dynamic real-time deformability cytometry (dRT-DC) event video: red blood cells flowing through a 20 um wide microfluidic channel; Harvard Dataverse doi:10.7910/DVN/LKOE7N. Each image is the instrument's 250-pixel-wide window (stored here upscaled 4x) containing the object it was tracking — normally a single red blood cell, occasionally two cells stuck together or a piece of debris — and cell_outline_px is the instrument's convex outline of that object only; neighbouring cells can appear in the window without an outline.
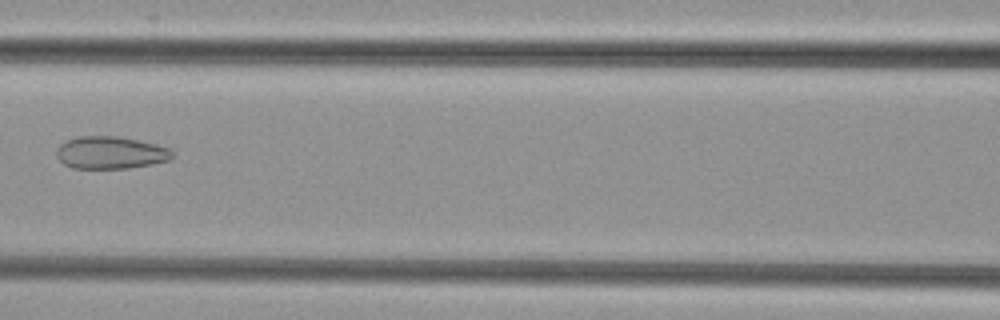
{"species": "common noctule bat (a hibernating species)", "species_latin": "Nyctalus noctula", "temperature_condition": "cold", "stored_images_in_passage": 6, "camera_frame_rate_fps": 3000, "um_per_image_px": 0.085, "animal": {"sex": "female", "body_mass_g": 29.2, "forearm_length_mm": 56.3}, "frame": {"image": 1, "passage_image": 5, "time_ms": 1.333, "image_size_px": [1000, 320], "cell_outline_px": [[172, 160], [152, 164], [128, 168], [72, 168], [64, 164], [56, 156], [56, 148], [60, 144], [68, 140], [80, 136], [116, 136], [156, 144], [172, 148]], "centroid_in_image_um": [9.41, 12.98], "position_along_channel_um": 157.2, "area_um2": 21.91}}
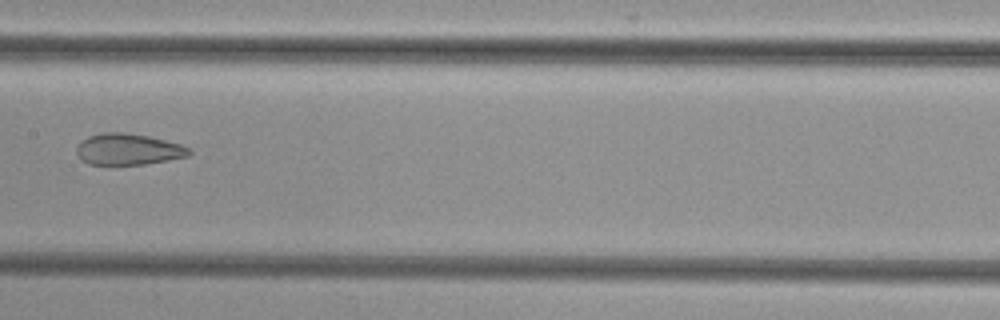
{"frame": {"image": 2, "passage_image": 6, "time_ms": 1.667, "image_size_px": [1000, 320], "cell_outline_px": [[192, 152], [188, 156], [168, 160], [144, 164], [88, 164], [80, 160], [76, 152], [76, 148], [88, 136], [100, 132], [124, 132], [148, 136], [180, 144], [192, 148]], "centroid_in_image_um": [10.9, 12.68], "position_along_channel_um": 196.5, "area_um2": 20.52}}